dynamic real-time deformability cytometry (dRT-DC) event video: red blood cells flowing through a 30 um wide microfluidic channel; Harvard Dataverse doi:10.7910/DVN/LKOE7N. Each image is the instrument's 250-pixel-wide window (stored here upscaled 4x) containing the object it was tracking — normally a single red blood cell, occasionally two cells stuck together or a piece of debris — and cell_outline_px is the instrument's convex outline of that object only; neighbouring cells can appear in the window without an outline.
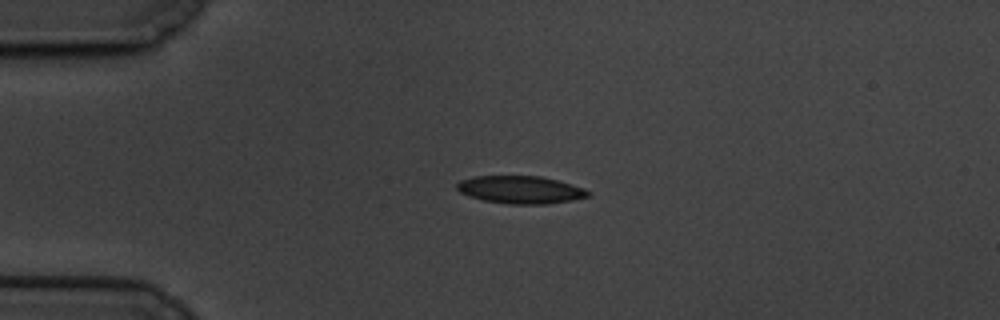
{"species": "common noctule bat (a hibernating species)", "species_latin": "Nyctalus noctula", "temperature_condition": "cold", "stored_images_in_passage": 29, "camera_frame_rate_fps": 3000, "um_per_image_px": 0.085, "animal": {"sex": "male", "body_mass_g": 19.5, "forearm_length_mm": 54.6}, "frame": {"image": 1, "passage_image": 1, "time_ms": 0.0, "image_size_px": [1000, 320], "cell_outline_px": [[592, 196], [572, 200], [548, 204], [508, 204], [484, 200], [468, 196], [460, 192], [456, 188], [456, 184], [460, 180], [472, 176], [540, 176], [572, 184], [584, 188], [592, 192]], "centroid_in_image_um": [44.26, 16.13], "position_along_channel_um": 40.7, "area_um2": 21.33}}
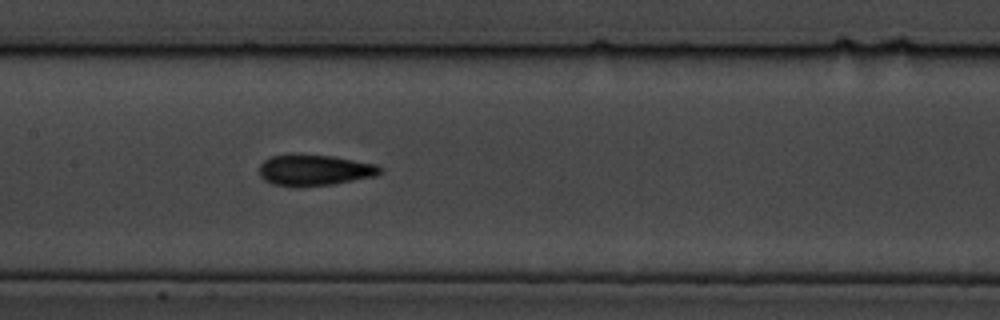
{"frame": {"image": 2, "passage_image": 16, "time_ms": 5.0, "image_size_px": [1000, 320], "cell_outline_px": [[384, 172], [376, 176], [332, 184], [272, 184], [264, 180], [260, 176], [260, 164], [264, 160], [272, 156], [288, 152], [292, 152], [332, 156], [376, 164], [384, 168]], "centroid_in_image_um": [26.76, 14.39], "position_along_channel_um": 180.6, "area_um2": 21.73}}
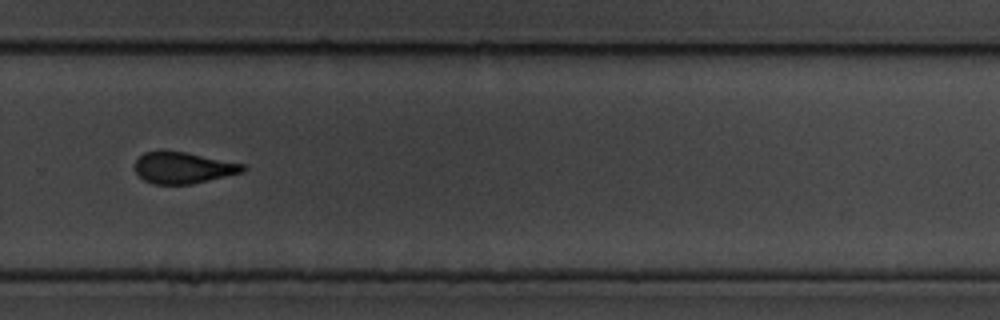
{"frame": {"image": 3, "passage_image": 28, "time_ms": 9.0, "image_size_px": [1000, 320], "cell_outline_px": [[248, 168], [244, 172], [192, 184], [152, 184], [144, 180], [136, 172], [136, 160], [144, 152], [160, 148], [184, 152], [244, 164]], "centroid_in_image_um": [15.55, 14.24], "position_along_channel_um": 314.2, "area_um2": 20.0}}